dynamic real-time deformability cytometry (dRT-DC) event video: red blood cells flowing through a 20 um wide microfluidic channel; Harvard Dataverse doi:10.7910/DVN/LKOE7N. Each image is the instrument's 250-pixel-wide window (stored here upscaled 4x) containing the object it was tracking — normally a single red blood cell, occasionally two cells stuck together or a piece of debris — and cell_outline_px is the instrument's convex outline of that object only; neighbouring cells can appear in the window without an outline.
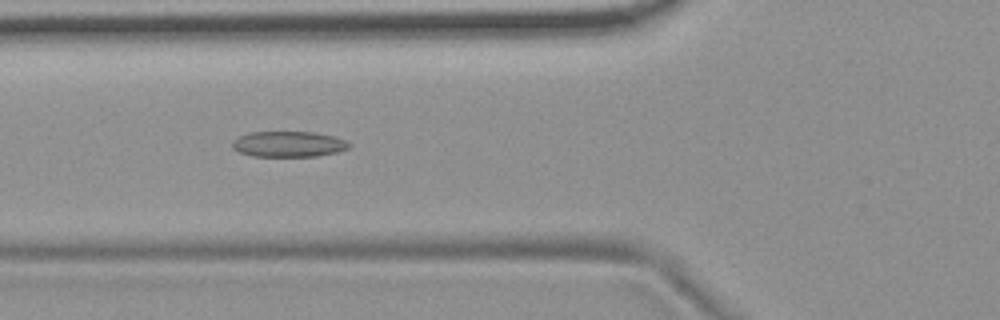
{"species": "common noctule bat (a hibernating species)", "species_latin": "Nyctalus noctula", "temperature_condition": "room temperature", "stored_images_in_passage": 15, "camera_frame_rate_fps": 3000, "um_per_image_px": 0.085, "animal": {"sex": "female", "body_mass_g": 19.9}, "frame": {"image": 1, "passage_image": 5, "time_ms": 1.333, "image_size_px": [1000, 320], "cell_outline_px": [[352, 144], [348, 148], [336, 152], [316, 156], [252, 156], [240, 152], [232, 148], [232, 140], [248, 132], [316, 132], [332, 136], [344, 140]], "centroid_in_image_um": [24.5, 12.24], "position_along_channel_um": 101.3, "area_um2": 17.4}}
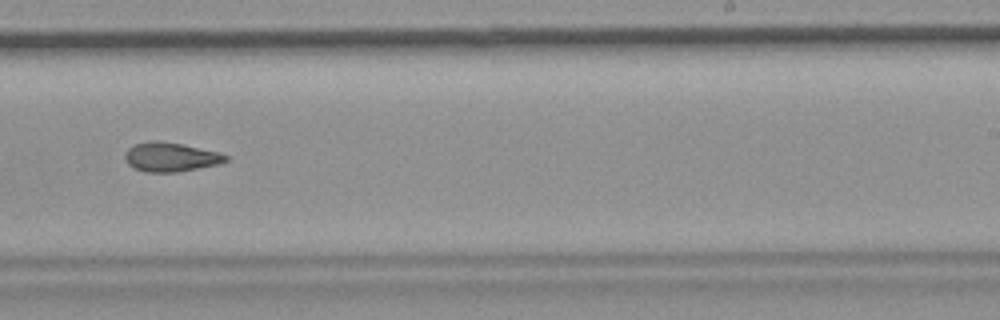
{"frame": {"image": 2, "passage_image": 9, "time_ms": 2.667, "image_size_px": [1000, 320], "cell_outline_px": [[228, 160], [220, 164], [176, 172], [144, 172], [132, 168], [124, 160], [124, 152], [128, 148], [136, 144], [152, 140], [180, 144], [220, 152], [228, 156]], "centroid_in_image_um": [14.48, 13.36], "position_along_channel_um": 274.5, "area_um2": 17.17}}